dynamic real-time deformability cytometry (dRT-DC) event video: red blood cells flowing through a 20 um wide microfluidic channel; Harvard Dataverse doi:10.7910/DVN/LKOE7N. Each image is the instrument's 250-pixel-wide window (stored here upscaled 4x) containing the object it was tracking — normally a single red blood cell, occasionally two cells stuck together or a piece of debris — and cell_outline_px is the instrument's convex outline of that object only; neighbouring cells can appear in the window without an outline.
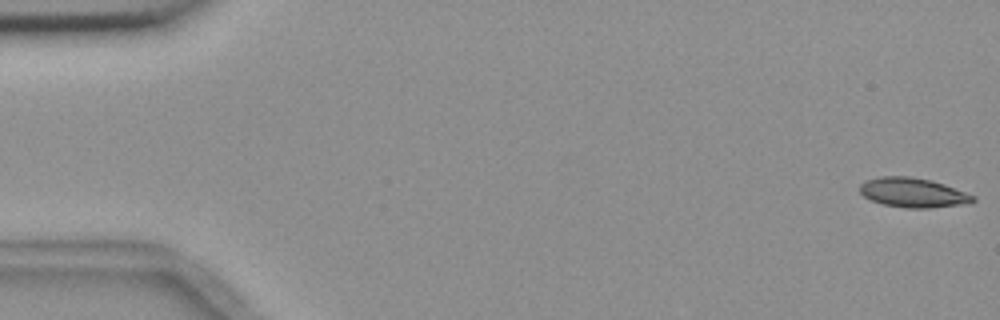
{"species": "common noctule bat (a hibernating species)", "species_latin": "Nyctalus noctula", "temperature_condition": "room temperature", "stored_images_in_passage": 7, "camera_frame_rate_fps": 3000, "um_per_image_px": 0.085, "animal": {"sex": "female", "body_mass_g": 18.4}, "frame": {"image": 1, "passage_image": 1, "time_ms": 0.0, "image_size_px": [1000, 320], "cell_outline_px": [[976, 200], [972, 204], [932, 208], [904, 208], [884, 204], [872, 200], [864, 196], [860, 192], [860, 184], [868, 180], [880, 176], [908, 176], [928, 180], [944, 184], [976, 196]], "centroid_in_image_um": [77.67, 16.39], "position_along_channel_um": 7.3, "area_um2": 19.54}}
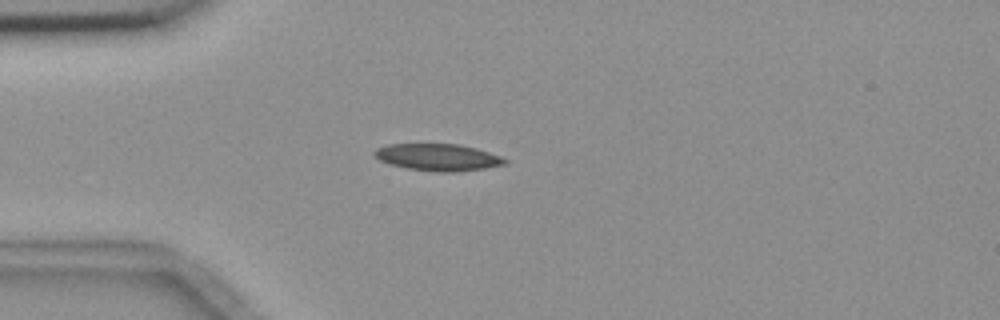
{"frame": {"image": 2, "passage_image": 4, "time_ms": 4.667, "image_size_px": [1000, 320], "cell_outline_px": [[508, 160], [504, 164], [484, 168], [452, 172], [440, 172], [408, 168], [392, 164], [380, 160], [372, 152], [376, 148], [388, 144], [460, 144], [476, 148], [500, 156]], "centroid_in_image_um": [37.21, 13.35], "position_along_channel_um": 47.8, "area_um2": 20.17}}
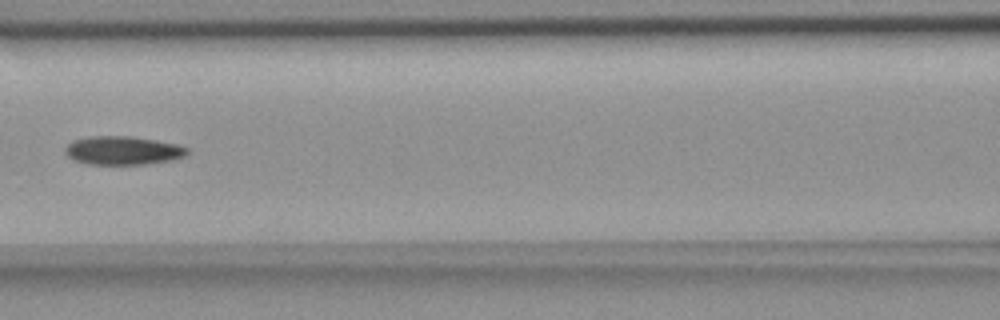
{"frame": {"image": 3, "passage_image": 7, "time_ms": 8.0, "image_size_px": [1000, 320], "cell_outline_px": [[188, 152], [184, 156], [172, 160], [148, 164], [88, 164], [72, 160], [64, 152], [64, 148], [72, 140], [92, 136], [132, 136], [156, 140], [176, 144], [188, 148]], "centroid_in_image_um": [10.41, 12.79], "position_along_channel_um": 156.2, "area_um2": 20.4}}